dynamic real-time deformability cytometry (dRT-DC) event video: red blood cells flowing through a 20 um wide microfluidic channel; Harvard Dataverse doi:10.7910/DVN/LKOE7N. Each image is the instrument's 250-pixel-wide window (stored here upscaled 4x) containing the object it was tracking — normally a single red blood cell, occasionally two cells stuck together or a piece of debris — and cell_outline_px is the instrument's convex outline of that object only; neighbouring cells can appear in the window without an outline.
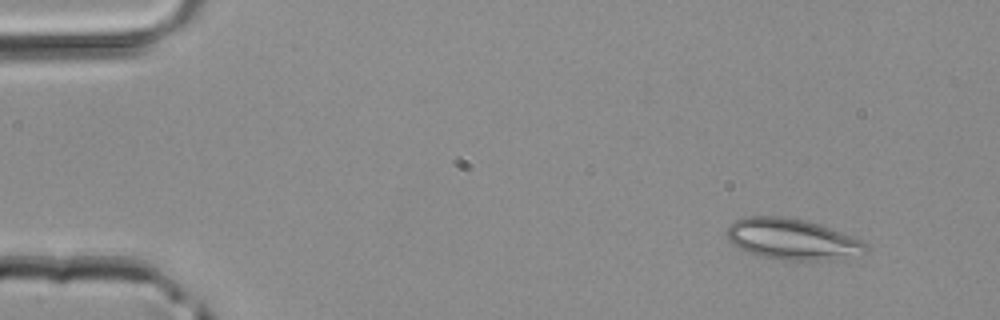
{"species": "common noctule bat (a hibernating species)", "species_latin": "Nyctalus noctula", "temperature_condition": "room temperature", "stored_images_in_passage": 5, "camera_frame_rate_fps": 3000, "um_per_image_px": 0.085, "animal": {"sex": "male", "body_mass_g": 20.4}, "frame": {"image": 1, "passage_image": 1, "time_ms": 0.0, "image_size_px": [1000, 320], "cell_outline_px": [[872, 244], [868, 252], [816, 260], [784, 260], [760, 256], [748, 252], [732, 244], [728, 240], [724, 232], [736, 220], [748, 216], [788, 216], [820, 224], [864, 240]], "centroid_in_image_um": [67.34, 20.31], "position_along_channel_um": 17.7, "area_um2": 33.18}}
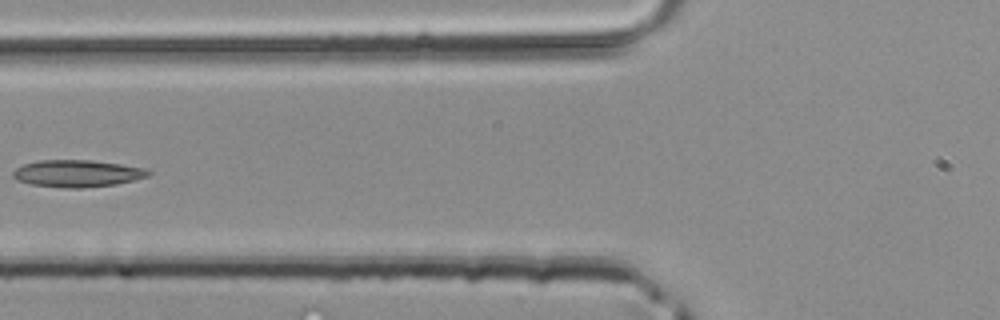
{"frame": {"image": 2, "passage_image": 5, "time_ms": 1.333, "image_size_px": [1000, 320], "cell_outline_px": [[152, 172], [148, 176], [116, 184], [80, 188], [64, 188], [32, 184], [16, 180], [12, 176], [12, 172], [16, 168], [24, 164], [40, 160], [92, 160], [148, 168]], "centroid_in_image_um": [6.57, 14.74], "position_along_channel_um": 119.2, "area_um2": 21.33}}